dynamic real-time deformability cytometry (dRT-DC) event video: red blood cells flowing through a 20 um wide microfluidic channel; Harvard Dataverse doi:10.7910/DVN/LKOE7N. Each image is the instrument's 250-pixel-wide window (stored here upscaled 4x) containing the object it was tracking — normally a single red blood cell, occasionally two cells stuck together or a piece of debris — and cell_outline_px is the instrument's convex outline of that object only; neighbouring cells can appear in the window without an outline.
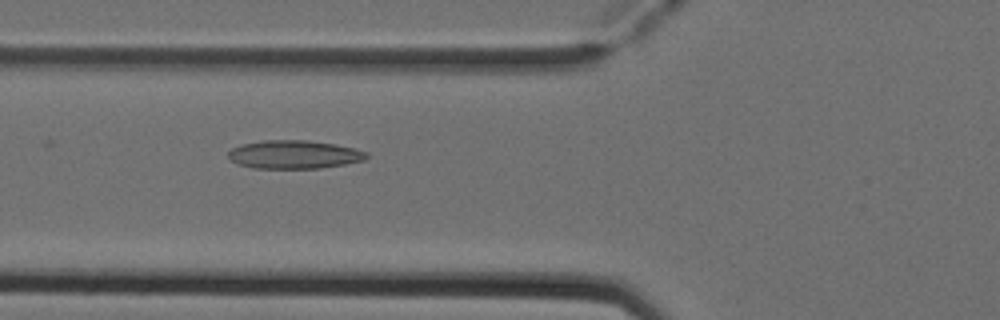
{"species": "Egyptian fruit bat (a non-hibernating species)", "species_latin": "Rousettus aegyptiacus", "temperature_condition": "cold", "stored_images_in_passage": 52, "camera_frame_rate_fps": 3000, "um_per_image_px": 0.085, "animal": {"sex": "female"}, "frame": {"image": 1, "passage_image": 20, "time_ms": 6.333, "image_size_px": [1000, 320], "cell_outline_px": [[368, 156], [364, 160], [344, 164], [320, 168], [252, 168], [240, 164], [232, 160], [228, 156], [228, 152], [232, 148], [240, 144], [264, 140], [308, 140], [336, 144], [356, 148], [368, 152]], "centroid_in_image_um": [25.02, 13.12], "position_along_channel_um": 100.8, "area_um2": 22.89}}
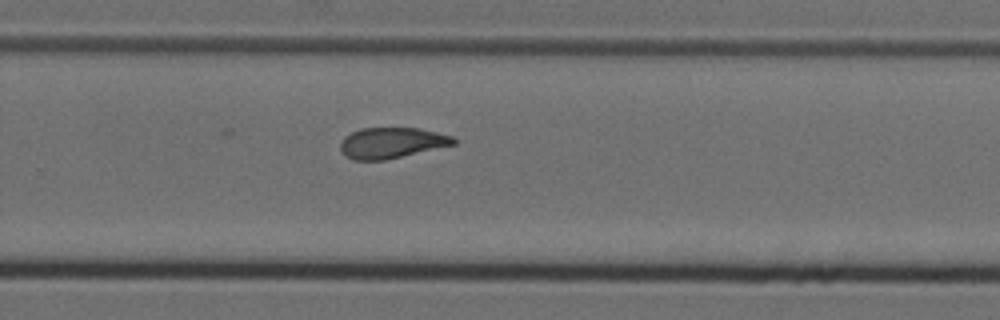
{"frame": {"image": 2, "passage_image": 35, "time_ms": 11.333, "image_size_px": [1000, 320], "cell_outline_px": [[456, 144], [384, 160], [352, 160], [344, 156], [340, 148], [340, 144], [344, 136], [360, 128], [420, 128], [452, 136], [456, 140]], "centroid_in_image_um": [33.26, 12.14], "position_along_channel_um": 296.5, "area_um2": 20.29}}
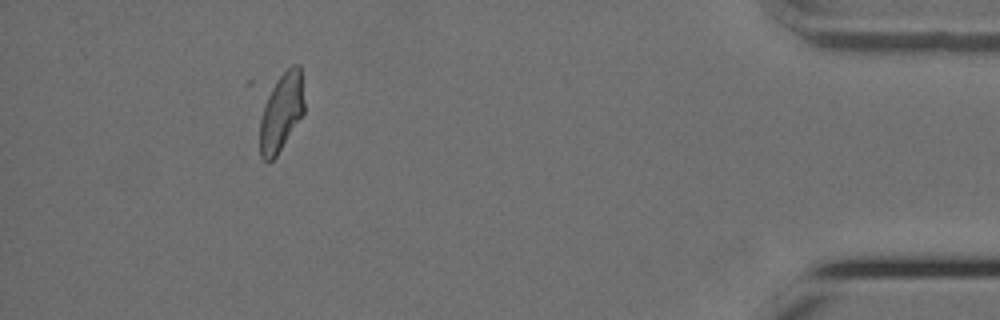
{"frame": {"image": 3, "passage_image": 48, "time_ms": 15.667, "image_size_px": [1000, 320], "cell_outline_px": [[304, 112], [276, 156], [268, 164], [260, 156], [260, 120], [268, 88], [292, 64], [300, 64], [304, 100]], "centroid_in_image_um": [23.89, 9.51], "position_along_channel_um": 411.3, "area_um2": 20.35}, "authors_computed_cell_mechanics": {"area_um2": 22.2819, "velocity_mm_per_s": 3.9145, "shape_relaxation_time_tau1_ms": null, "shape_relaxation_time_tau2_ms": 2.6249, "deformation_change_tau1": null, "deformation_change_tau2": 0.096}}